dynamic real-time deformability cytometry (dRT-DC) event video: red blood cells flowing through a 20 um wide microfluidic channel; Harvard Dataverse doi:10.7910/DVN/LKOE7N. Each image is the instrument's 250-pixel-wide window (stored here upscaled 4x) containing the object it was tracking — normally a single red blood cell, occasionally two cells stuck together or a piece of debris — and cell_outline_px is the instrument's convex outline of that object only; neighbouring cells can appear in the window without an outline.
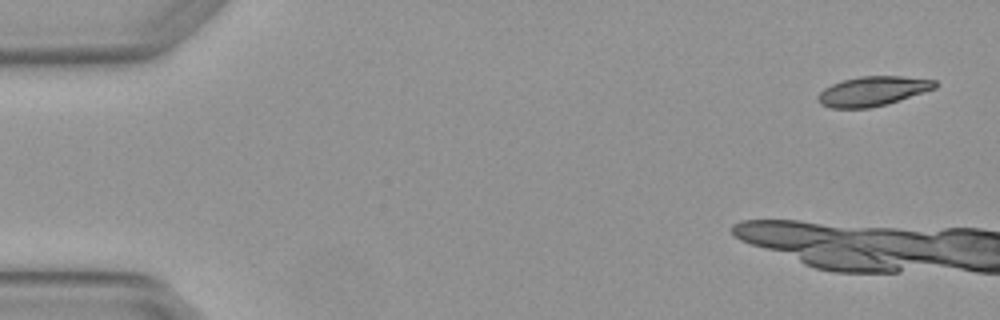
{"species": "Egyptian fruit bat (a non-hibernating species)", "species_latin": "Rousettus aegyptiacus", "temperature_condition": "warm", "stored_images_in_passage": 7, "camera_frame_rate_fps": 3000, "um_per_image_px": 0.085, "animal": {"sex": "female"}, "frame": {"image": 1, "passage_image": 1, "time_ms": 0.0, "image_size_px": [1000, 320], "cell_outline_px": [[936, 88], [888, 104], [868, 108], [828, 108], [820, 104], [816, 100], [816, 96], [824, 88], [832, 84], [844, 80], [860, 76], [904, 76], [936, 80]], "centroid_in_image_um": [74.15, 7.75], "position_along_channel_um": 10.8, "area_um2": 20.29}}
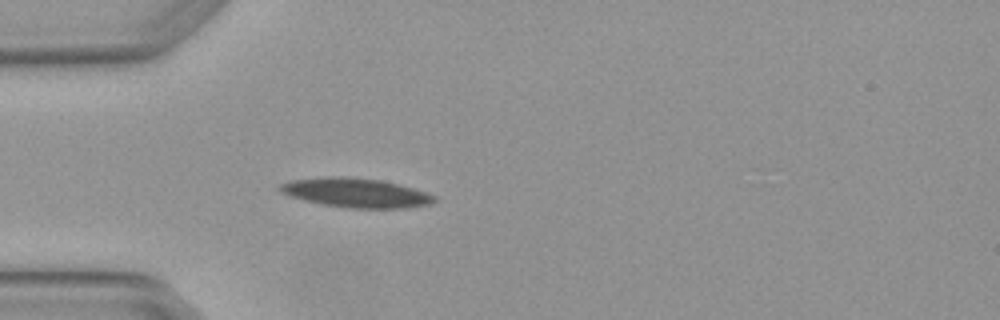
{"frame": {"image": 2, "passage_image": 7, "time_ms": 2.0, "image_size_px": [1000, 320], "cell_outline_px": [[436, 200], [428, 204], [408, 208], [352, 208], [324, 204], [292, 196], [276, 188], [280, 184], [292, 180], [320, 176], [344, 176], [380, 180], [412, 188], [436, 196]], "centroid_in_image_um": [30.25, 16.37], "position_along_channel_um": 54.8, "area_um2": 25.89}}